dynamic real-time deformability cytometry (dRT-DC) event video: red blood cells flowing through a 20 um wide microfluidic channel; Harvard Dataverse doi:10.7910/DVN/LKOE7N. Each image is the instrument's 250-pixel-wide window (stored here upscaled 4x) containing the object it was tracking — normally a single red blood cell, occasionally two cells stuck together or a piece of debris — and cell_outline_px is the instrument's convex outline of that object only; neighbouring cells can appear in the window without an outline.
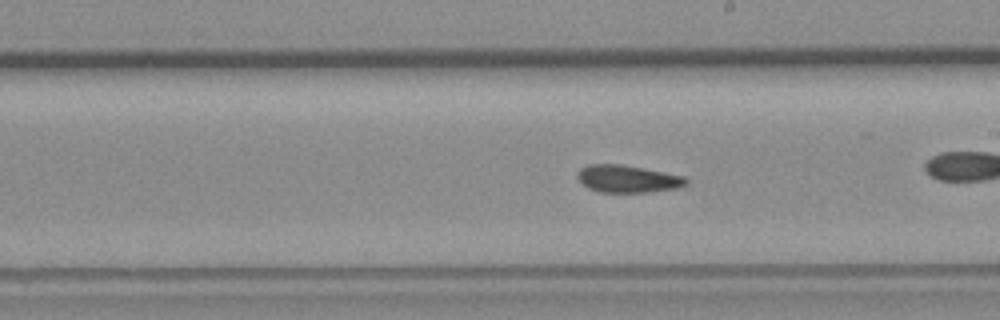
{"species": "common noctule bat (a hibernating species)", "species_latin": "Nyctalus noctula", "temperature_condition": "room temperature", "stored_images_in_passage": 32, "camera_frame_rate_fps": 3000, "um_per_image_px": 0.085, "animal": {"sex": "female", "body_mass_g": 19.3, "forearm_length_mm": 54.1}, "frame": {"image": 1, "passage_image": 10, "time_ms": 3.0, "image_size_px": [1000, 320], "cell_outline_px": [[688, 184], [676, 188], [648, 192], [600, 192], [588, 188], [576, 176], [580, 168], [588, 164], [624, 164], [684, 176], [688, 180]], "centroid_in_image_um": [53.35, 15.19], "position_along_channel_um": 235.7, "area_um2": 17.34}}
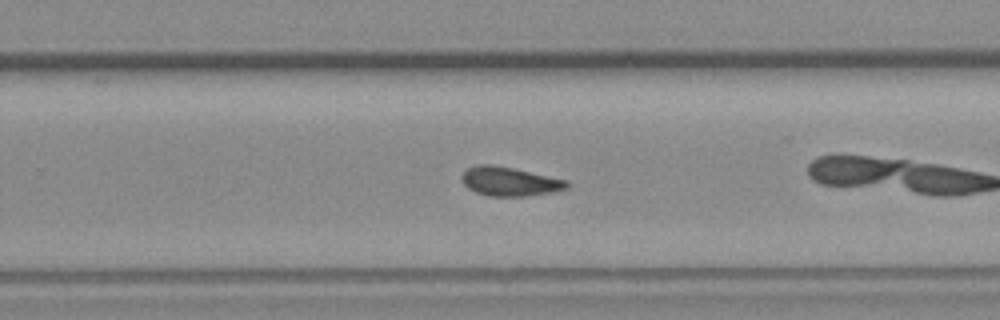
{"frame": {"image": 2, "passage_image": 14, "time_ms": 4.333, "image_size_px": [1000, 320], "cell_outline_px": [[568, 188], [552, 192], [524, 196], [488, 196], [476, 192], [468, 188], [464, 184], [460, 176], [468, 168], [480, 164], [488, 164], [512, 168], [568, 180]], "centroid_in_image_um": [43.31, 15.43], "position_along_channel_um": 286.5, "area_um2": 17.57}, "authors_computed_cell_mechanics": {"area_um2": 17.3111, "velocity_mm_per_s": 3.8193, "shape_relaxation_time_tau1_ms": 1.4867, "shape_relaxation_time_tau2_ms": 1.7159, "deformation_change_tau1": 0.1445, "deformation_change_tau2": 0.0788}}